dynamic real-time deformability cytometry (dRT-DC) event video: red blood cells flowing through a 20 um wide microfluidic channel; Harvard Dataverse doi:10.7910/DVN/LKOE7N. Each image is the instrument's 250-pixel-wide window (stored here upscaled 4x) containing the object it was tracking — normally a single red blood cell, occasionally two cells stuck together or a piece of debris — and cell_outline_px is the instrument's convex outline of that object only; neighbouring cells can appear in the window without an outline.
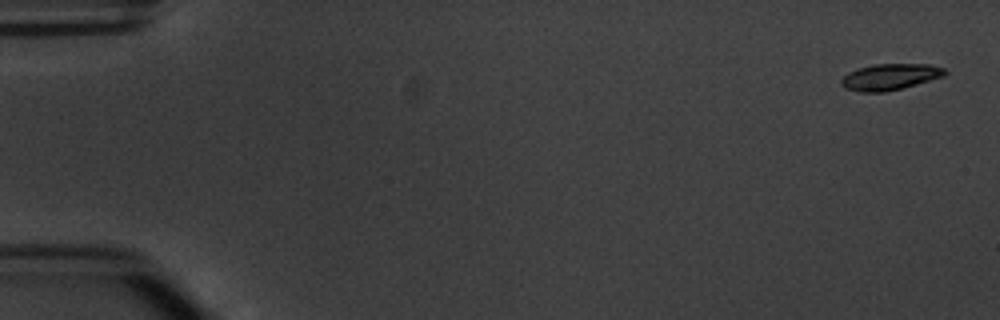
{"species": "common noctule bat (a hibernating species)", "species_latin": "Nyctalus noctula", "temperature_condition": "warm", "stored_images_in_passage": 5, "camera_frame_rate_fps": 3000, "um_per_image_px": 0.085, "animal": {"sex": "male", "body_mass_g": 20.1, "forearm_length_mm": 53.5}, "frame": {"image": 1, "passage_image": 1, "time_ms": 0.0, "image_size_px": [1000, 320], "cell_outline_px": [[948, 72], [944, 76], [916, 84], [884, 92], [860, 92], [844, 88], [840, 84], [840, 80], [848, 72], [860, 68], [876, 64], [928, 64], [944, 68]], "centroid_in_image_um": [75.63, 6.53], "position_along_channel_um": 9.4, "area_um2": 15.72}}
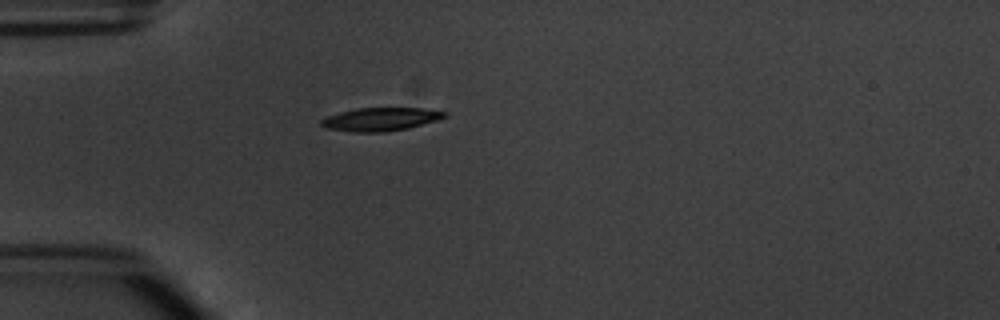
{"frame": {"image": 2, "passage_image": 5, "time_ms": 4.667, "image_size_px": [1000, 320], "cell_outline_px": [[448, 116], [436, 120], [408, 128], [384, 132], [352, 132], [328, 128], [320, 124], [320, 120], [328, 116], [340, 112], [356, 108], [420, 108], [448, 112]], "centroid_in_image_um": [32.35, 10.13], "position_along_channel_um": 52.6, "area_um2": 16.59}}